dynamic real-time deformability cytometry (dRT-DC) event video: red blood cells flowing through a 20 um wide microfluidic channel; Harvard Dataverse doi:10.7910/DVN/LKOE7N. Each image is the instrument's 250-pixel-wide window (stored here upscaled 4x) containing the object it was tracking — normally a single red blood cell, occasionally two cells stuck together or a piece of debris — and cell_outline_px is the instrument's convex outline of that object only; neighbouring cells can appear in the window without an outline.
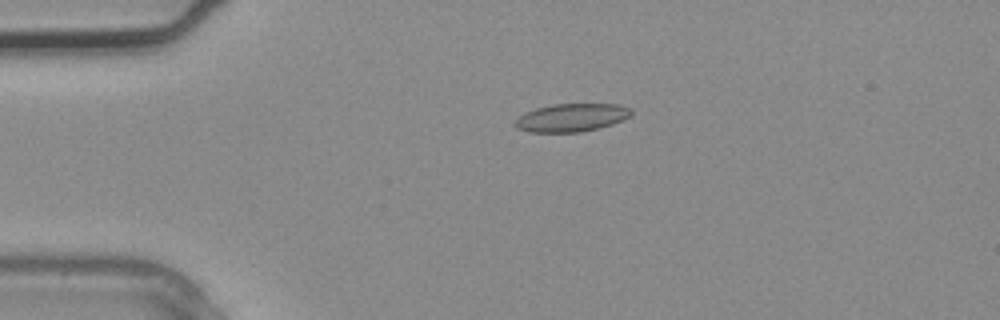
{"species": "common noctule bat (a hibernating species)", "species_latin": "Nyctalus noctula", "temperature_condition": "warm", "stored_images_in_passage": 1, "camera_frame_rate_fps": 3000, "um_per_image_px": 0.085, "animal": {"sex": "male", "body_mass_g": 20.4}, "frame": {"image": 1, "passage_image": 1, "time_ms": 0.0, "image_size_px": [1000, 320], "cell_outline_px": [[632, 116], [612, 124], [600, 128], [580, 132], [528, 132], [516, 128], [512, 124], [524, 112], [536, 108], [552, 104], [620, 104], [632, 108]], "centroid_in_image_um": [48.59, 9.99], "position_along_channel_um": 36.4, "area_um2": 19.25}}